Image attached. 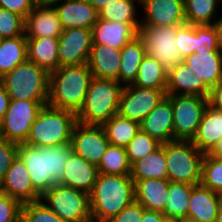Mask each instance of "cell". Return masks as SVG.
Listing matches in <instances>:
<instances>
[{"label": "cell", "instance_id": "7a4b0ae2", "mask_svg": "<svg viewBox=\"0 0 222 222\" xmlns=\"http://www.w3.org/2000/svg\"><path fill=\"white\" fill-rule=\"evenodd\" d=\"M93 78L87 64L59 67L49 73L48 105L78 113Z\"/></svg>", "mask_w": 222, "mask_h": 222}, {"label": "cell", "instance_id": "db71d44e", "mask_svg": "<svg viewBox=\"0 0 222 222\" xmlns=\"http://www.w3.org/2000/svg\"><path fill=\"white\" fill-rule=\"evenodd\" d=\"M208 154L215 158L222 159V136L219 138V141Z\"/></svg>", "mask_w": 222, "mask_h": 222}, {"label": "cell", "instance_id": "6f0895ef", "mask_svg": "<svg viewBox=\"0 0 222 222\" xmlns=\"http://www.w3.org/2000/svg\"><path fill=\"white\" fill-rule=\"evenodd\" d=\"M163 222H180V219L179 218L165 216Z\"/></svg>", "mask_w": 222, "mask_h": 222}, {"label": "cell", "instance_id": "5b68a950", "mask_svg": "<svg viewBox=\"0 0 222 222\" xmlns=\"http://www.w3.org/2000/svg\"><path fill=\"white\" fill-rule=\"evenodd\" d=\"M122 88L117 80L93 77L84 104L76 114L77 121L85 125H103L117 114Z\"/></svg>", "mask_w": 222, "mask_h": 222}, {"label": "cell", "instance_id": "1f68e13d", "mask_svg": "<svg viewBox=\"0 0 222 222\" xmlns=\"http://www.w3.org/2000/svg\"><path fill=\"white\" fill-rule=\"evenodd\" d=\"M167 75L168 70L160 62L151 56L145 55L132 85L141 88L166 89Z\"/></svg>", "mask_w": 222, "mask_h": 222}, {"label": "cell", "instance_id": "f1b7e54d", "mask_svg": "<svg viewBox=\"0 0 222 222\" xmlns=\"http://www.w3.org/2000/svg\"><path fill=\"white\" fill-rule=\"evenodd\" d=\"M121 52L119 83L123 86L132 84L137 77L139 65L146 55L142 39L137 35L127 42Z\"/></svg>", "mask_w": 222, "mask_h": 222}, {"label": "cell", "instance_id": "4316f807", "mask_svg": "<svg viewBox=\"0 0 222 222\" xmlns=\"http://www.w3.org/2000/svg\"><path fill=\"white\" fill-rule=\"evenodd\" d=\"M222 136V110L207 105L194 138L191 140L202 153H209Z\"/></svg>", "mask_w": 222, "mask_h": 222}, {"label": "cell", "instance_id": "74e56055", "mask_svg": "<svg viewBox=\"0 0 222 222\" xmlns=\"http://www.w3.org/2000/svg\"><path fill=\"white\" fill-rule=\"evenodd\" d=\"M201 184L219 195L222 193V159L204 155L202 160Z\"/></svg>", "mask_w": 222, "mask_h": 222}, {"label": "cell", "instance_id": "f907efd6", "mask_svg": "<svg viewBox=\"0 0 222 222\" xmlns=\"http://www.w3.org/2000/svg\"><path fill=\"white\" fill-rule=\"evenodd\" d=\"M164 217L162 212L144 210L141 222H163Z\"/></svg>", "mask_w": 222, "mask_h": 222}, {"label": "cell", "instance_id": "ffe728a7", "mask_svg": "<svg viewBox=\"0 0 222 222\" xmlns=\"http://www.w3.org/2000/svg\"><path fill=\"white\" fill-rule=\"evenodd\" d=\"M140 129L161 144L174 141L173 110L167 96L142 120Z\"/></svg>", "mask_w": 222, "mask_h": 222}, {"label": "cell", "instance_id": "680465c9", "mask_svg": "<svg viewBox=\"0 0 222 222\" xmlns=\"http://www.w3.org/2000/svg\"><path fill=\"white\" fill-rule=\"evenodd\" d=\"M180 222H200L199 220L197 219H194V218H190V217H184V218H181L180 219Z\"/></svg>", "mask_w": 222, "mask_h": 222}, {"label": "cell", "instance_id": "d4e9b609", "mask_svg": "<svg viewBox=\"0 0 222 222\" xmlns=\"http://www.w3.org/2000/svg\"><path fill=\"white\" fill-rule=\"evenodd\" d=\"M221 197L201 183L192 185L187 217L200 222H216Z\"/></svg>", "mask_w": 222, "mask_h": 222}, {"label": "cell", "instance_id": "c3c4849f", "mask_svg": "<svg viewBox=\"0 0 222 222\" xmlns=\"http://www.w3.org/2000/svg\"><path fill=\"white\" fill-rule=\"evenodd\" d=\"M208 104L213 108L222 110V80L210 89Z\"/></svg>", "mask_w": 222, "mask_h": 222}, {"label": "cell", "instance_id": "e575fe53", "mask_svg": "<svg viewBox=\"0 0 222 222\" xmlns=\"http://www.w3.org/2000/svg\"><path fill=\"white\" fill-rule=\"evenodd\" d=\"M220 3L221 0H184L186 24L214 25Z\"/></svg>", "mask_w": 222, "mask_h": 222}, {"label": "cell", "instance_id": "484cf974", "mask_svg": "<svg viewBox=\"0 0 222 222\" xmlns=\"http://www.w3.org/2000/svg\"><path fill=\"white\" fill-rule=\"evenodd\" d=\"M26 37L59 38L63 28L54 7L33 8L25 18Z\"/></svg>", "mask_w": 222, "mask_h": 222}, {"label": "cell", "instance_id": "4fadbf2b", "mask_svg": "<svg viewBox=\"0 0 222 222\" xmlns=\"http://www.w3.org/2000/svg\"><path fill=\"white\" fill-rule=\"evenodd\" d=\"M109 144L102 125L75 124L71 137L73 152L89 163L98 166Z\"/></svg>", "mask_w": 222, "mask_h": 222}, {"label": "cell", "instance_id": "8992f818", "mask_svg": "<svg viewBox=\"0 0 222 222\" xmlns=\"http://www.w3.org/2000/svg\"><path fill=\"white\" fill-rule=\"evenodd\" d=\"M10 99L48 101L49 73L28 59L1 78Z\"/></svg>", "mask_w": 222, "mask_h": 222}, {"label": "cell", "instance_id": "cb8c5ba5", "mask_svg": "<svg viewBox=\"0 0 222 222\" xmlns=\"http://www.w3.org/2000/svg\"><path fill=\"white\" fill-rule=\"evenodd\" d=\"M184 62L210 89L222 80V51H195Z\"/></svg>", "mask_w": 222, "mask_h": 222}, {"label": "cell", "instance_id": "603a6c76", "mask_svg": "<svg viewBox=\"0 0 222 222\" xmlns=\"http://www.w3.org/2000/svg\"><path fill=\"white\" fill-rule=\"evenodd\" d=\"M134 181L135 201L145 210L164 212L168 200V179L148 178Z\"/></svg>", "mask_w": 222, "mask_h": 222}, {"label": "cell", "instance_id": "3957f363", "mask_svg": "<svg viewBox=\"0 0 222 222\" xmlns=\"http://www.w3.org/2000/svg\"><path fill=\"white\" fill-rule=\"evenodd\" d=\"M134 201V181L130 175L99 173L90 193L92 219L108 221Z\"/></svg>", "mask_w": 222, "mask_h": 222}, {"label": "cell", "instance_id": "44dd1931", "mask_svg": "<svg viewBox=\"0 0 222 222\" xmlns=\"http://www.w3.org/2000/svg\"><path fill=\"white\" fill-rule=\"evenodd\" d=\"M121 49L109 45L92 44L88 67L93 77L113 79L119 82Z\"/></svg>", "mask_w": 222, "mask_h": 222}, {"label": "cell", "instance_id": "91938a15", "mask_svg": "<svg viewBox=\"0 0 222 222\" xmlns=\"http://www.w3.org/2000/svg\"><path fill=\"white\" fill-rule=\"evenodd\" d=\"M87 222H107V221H98V220H95V219H90Z\"/></svg>", "mask_w": 222, "mask_h": 222}, {"label": "cell", "instance_id": "11a10c76", "mask_svg": "<svg viewBox=\"0 0 222 222\" xmlns=\"http://www.w3.org/2000/svg\"><path fill=\"white\" fill-rule=\"evenodd\" d=\"M214 27L218 34L219 49L222 51V17L219 16V19H216L214 22Z\"/></svg>", "mask_w": 222, "mask_h": 222}, {"label": "cell", "instance_id": "f35d334b", "mask_svg": "<svg viewBox=\"0 0 222 222\" xmlns=\"http://www.w3.org/2000/svg\"><path fill=\"white\" fill-rule=\"evenodd\" d=\"M160 146L161 143L157 139L140 129L135 137L125 146V149L129 162L132 165L137 160L154 152Z\"/></svg>", "mask_w": 222, "mask_h": 222}, {"label": "cell", "instance_id": "7bdbcfd3", "mask_svg": "<svg viewBox=\"0 0 222 222\" xmlns=\"http://www.w3.org/2000/svg\"><path fill=\"white\" fill-rule=\"evenodd\" d=\"M177 47L183 58L191 55L196 49L195 25L184 24L177 28Z\"/></svg>", "mask_w": 222, "mask_h": 222}, {"label": "cell", "instance_id": "b9f144b4", "mask_svg": "<svg viewBox=\"0 0 222 222\" xmlns=\"http://www.w3.org/2000/svg\"><path fill=\"white\" fill-rule=\"evenodd\" d=\"M195 51H221L218 44V34L214 25H195Z\"/></svg>", "mask_w": 222, "mask_h": 222}, {"label": "cell", "instance_id": "ab89813d", "mask_svg": "<svg viewBox=\"0 0 222 222\" xmlns=\"http://www.w3.org/2000/svg\"><path fill=\"white\" fill-rule=\"evenodd\" d=\"M21 222H65L41 200L24 203L21 210Z\"/></svg>", "mask_w": 222, "mask_h": 222}, {"label": "cell", "instance_id": "8fae6325", "mask_svg": "<svg viewBox=\"0 0 222 222\" xmlns=\"http://www.w3.org/2000/svg\"><path fill=\"white\" fill-rule=\"evenodd\" d=\"M47 103L10 99L8 109L0 120V136L17 144L24 143L39 112Z\"/></svg>", "mask_w": 222, "mask_h": 222}, {"label": "cell", "instance_id": "f6af8a7d", "mask_svg": "<svg viewBox=\"0 0 222 222\" xmlns=\"http://www.w3.org/2000/svg\"><path fill=\"white\" fill-rule=\"evenodd\" d=\"M18 145L0 136V183L18 155Z\"/></svg>", "mask_w": 222, "mask_h": 222}, {"label": "cell", "instance_id": "8d00e7d4", "mask_svg": "<svg viewBox=\"0 0 222 222\" xmlns=\"http://www.w3.org/2000/svg\"><path fill=\"white\" fill-rule=\"evenodd\" d=\"M98 171L100 174L107 175H130L131 164L123 146L109 144L106 152L99 163Z\"/></svg>", "mask_w": 222, "mask_h": 222}, {"label": "cell", "instance_id": "836d02e7", "mask_svg": "<svg viewBox=\"0 0 222 222\" xmlns=\"http://www.w3.org/2000/svg\"><path fill=\"white\" fill-rule=\"evenodd\" d=\"M111 145L125 147L140 130V123L122 117L118 113L103 125Z\"/></svg>", "mask_w": 222, "mask_h": 222}, {"label": "cell", "instance_id": "7402d4cb", "mask_svg": "<svg viewBox=\"0 0 222 222\" xmlns=\"http://www.w3.org/2000/svg\"><path fill=\"white\" fill-rule=\"evenodd\" d=\"M91 30L92 44L109 45L115 49H122L138 35V31L129 23L105 21L100 18Z\"/></svg>", "mask_w": 222, "mask_h": 222}, {"label": "cell", "instance_id": "ba28073f", "mask_svg": "<svg viewBox=\"0 0 222 222\" xmlns=\"http://www.w3.org/2000/svg\"><path fill=\"white\" fill-rule=\"evenodd\" d=\"M40 200L65 222H87L92 219L90 194L62 184H54Z\"/></svg>", "mask_w": 222, "mask_h": 222}, {"label": "cell", "instance_id": "7dc6e473", "mask_svg": "<svg viewBox=\"0 0 222 222\" xmlns=\"http://www.w3.org/2000/svg\"><path fill=\"white\" fill-rule=\"evenodd\" d=\"M0 8L14 12L25 19L34 7L31 0H0Z\"/></svg>", "mask_w": 222, "mask_h": 222}, {"label": "cell", "instance_id": "277c9868", "mask_svg": "<svg viewBox=\"0 0 222 222\" xmlns=\"http://www.w3.org/2000/svg\"><path fill=\"white\" fill-rule=\"evenodd\" d=\"M77 122L76 113L46 104L31 126L24 143L35 147L71 143L72 132Z\"/></svg>", "mask_w": 222, "mask_h": 222}, {"label": "cell", "instance_id": "ee69618b", "mask_svg": "<svg viewBox=\"0 0 222 222\" xmlns=\"http://www.w3.org/2000/svg\"><path fill=\"white\" fill-rule=\"evenodd\" d=\"M22 203L0 192V222H21Z\"/></svg>", "mask_w": 222, "mask_h": 222}, {"label": "cell", "instance_id": "83f0119b", "mask_svg": "<svg viewBox=\"0 0 222 222\" xmlns=\"http://www.w3.org/2000/svg\"><path fill=\"white\" fill-rule=\"evenodd\" d=\"M59 38L27 37V59L51 73L59 68Z\"/></svg>", "mask_w": 222, "mask_h": 222}, {"label": "cell", "instance_id": "9c48e42d", "mask_svg": "<svg viewBox=\"0 0 222 222\" xmlns=\"http://www.w3.org/2000/svg\"><path fill=\"white\" fill-rule=\"evenodd\" d=\"M173 26H145L140 25L138 36L142 39L146 55L153 57L166 70L184 62L177 47V28Z\"/></svg>", "mask_w": 222, "mask_h": 222}, {"label": "cell", "instance_id": "9f6ffc18", "mask_svg": "<svg viewBox=\"0 0 222 222\" xmlns=\"http://www.w3.org/2000/svg\"><path fill=\"white\" fill-rule=\"evenodd\" d=\"M216 222H222V201L219 203V206H218Z\"/></svg>", "mask_w": 222, "mask_h": 222}, {"label": "cell", "instance_id": "f5cc1de1", "mask_svg": "<svg viewBox=\"0 0 222 222\" xmlns=\"http://www.w3.org/2000/svg\"><path fill=\"white\" fill-rule=\"evenodd\" d=\"M98 12L108 4L116 2V0H87Z\"/></svg>", "mask_w": 222, "mask_h": 222}, {"label": "cell", "instance_id": "e0dca14e", "mask_svg": "<svg viewBox=\"0 0 222 222\" xmlns=\"http://www.w3.org/2000/svg\"><path fill=\"white\" fill-rule=\"evenodd\" d=\"M63 29H92L99 12L87 0H60L54 7Z\"/></svg>", "mask_w": 222, "mask_h": 222}, {"label": "cell", "instance_id": "60d3db41", "mask_svg": "<svg viewBox=\"0 0 222 222\" xmlns=\"http://www.w3.org/2000/svg\"><path fill=\"white\" fill-rule=\"evenodd\" d=\"M25 19L9 10L0 8V39L25 36Z\"/></svg>", "mask_w": 222, "mask_h": 222}, {"label": "cell", "instance_id": "7c38bea8", "mask_svg": "<svg viewBox=\"0 0 222 222\" xmlns=\"http://www.w3.org/2000/svg\"><path fill=\"white\" fill-rule=\"evenodd\" d=\"M165 96L166 89L125 85L120 94L117 113L122 117L141 123Z\"/></svg>", "mask_w": 222, "mask_h": 222}, {"label": "cell", "instance_id": "4dcf8cb0", "mask_svg": "<svg viewBox=\"0 0 222 222\" xmlns=\"http://www.w3.org/2000/svg\"><path fill=\"white\" fill-rule=\"evenodd\" d=\"M27 60V37L0 39V78Z\"/></svg>", "mask_w": 222, "mask_h": 222}, {"label": "cell", "instance_id": "5bb4252c", "mask_svg": "<svg viewBox=\"0 0 222 222\" xmlns=\"http://www.w3.org/2000/svg\"><path fill=\"white\" fill-rule=\"evenodd\" d=\"M92 48V30L63 29L59 36V67L87 64Z\"/></svg>", "mask_w": 222, "mask_h": 222}, {"label": "cell", "instance_id": "d590c367", "mask_svg": "<svg viewBox=\"0 0 222 222\" xmlns=\"http://www.w3.org/2000/svg\"><path fill=\"white\" fill-rule=\"evenodd\" d=\"M192 185L169 181L168 200L163 214L167 217L184 218L187 216Z\"/></svg>", "mask_w": 222, "mask_h": 222}, {"label": "cell", "instance_id": "30bf717a", "mask_svg": "<svg viewBox=\"0 0 222 222\" xmlns=\"http://www.w3.org/2000/svg\"><path fill=\"white\" fill-rule=\"evenodd\" d=\"M166 96L171 100L173 110L174 141H191L197 133L208 98L193 95Z\"/></svg>", "mask_w": 222, "mask_h": 222}, {"label": "cell", "instance_id": "9a60e30c", "mask_svg": "<svg viewBox=\"0 0 222 222\" xmlns=\"http://www.w3.org/2000/svg\"><path fill=\"white\" fill-rule=\"evenodd\" d=\"M142 7L141 25L173 26L184 25V0H140Z\"/></svg>", "mask_w": 222, "mask_h": 222}, {"label": "cell", "instance_id": "52a82bcc", "mask_svg": "<svg viewBox=\"0 0 222 222\" xmlns=\"http://www.w3.org/2000/svg\"><path fill=\"white\" fill-rule=\"evenodd\" d=\"M170 182L197 185L201 183L202 153L192 141L175 140L163 143Z\"/></svg>", "mask_w": 222, "mask_h": 222}, {"label": "cell", "instance_id": "d6a6232c", "mask_svg": "<svg viewBox=\"0 0 222 222\" xmlns=\"http://www.w3.org/2000/svg\"><path fill=\"white\" fill-rule=\"evenodd\" d=\"M139 5L140 0H116L99 11V18L105 21L129 23L138 31L141 25V18L138 17Z\"/></svg>", "mask_w": 222, "mask_h": 222}, {"label": "cell", "instance_id": "ac0fdd59", "mask_svg": "<svg viewBox=\"0 0 222 222\" xmlns=\"http://www.w3.org/2000/svg\"><path fill=\"white\" fill-rule=\"evenodd\" d=\"M210 88L185 62L168 70L166 95L209 96Z\"/></svg>", "mask_w": 222, "mask_h": 222}, {"label": "cell", "instance_id": "6da1fadb", "mask_svg": "<svg viewBox=\"0 0 222 222\" xmlns=\"http://www.w3.org/2000/svg\"><path fill=\"white\" fill-rule=\"evenodd\" d=\"M72 152L71 143L45 147L18 145V156L27 167L33 188L40 195L59 183Z\"/></svg>", "mask_w": 222, "mask_h": 222}, {"label": "cell", "instance_id": "d6986e66", "mask_svg": "<svg viewBox=\"0 0 222 222\" xmlns=\"http://www.w3.org/2000/svg\"><path fill=\"white\" fill-rule=\"evenodd\" d=\"M99 175L98 167L72 152L59 184L90 194Z\"/></svg>", "mask_w": 222, "mask_h": 222}, {"label": "cell", "instance_id": "2e32d148", "mask_svg": "<svg viewBox=\"0 0 222 222\" xmlns=\"http://www.w3.org/2000/svg\"><path fill=\"white\" fill-rule=\"evenodd\" d=\"M0 192L22 204L40 200L41 195L33 188L27 167L17 155L0 183Z\"/></svg>", "mask_w": 222, "mask_h": 222}, {"label": "cell", "instance_id": "f546056e", "mask_svg": "<svg viewBox=\"0 0 222 222\" xmlns=\"http://www.w3.org/2000/svg\"><path fill=\"white\" fill-rule=\"evenodd\" d=\"M130 176L133 180L167 179V164L163 143L154 152L134 162L131 165Z\"/></svg>", "mask_w": 222, "mask_h": 222}, {"label": "cell", "instance_id": "816d5d0a", "mask_svg": "<svg viewBox=\"0 0 222 222\" xmlns=\"http://www.w3.org/2000/svg\"><path fill=\"white\" fill-rule=\"evenodd\" d=\"M60 0H31L34 8L55 7Z\"/></svg>", "mask_w": 222, "mask_h": 222}, {"label": "cell", "instance_id": "681fc988", "mask_svg": "<svg viewBox=\"0 0 222 222\" xmlns=\"http://www.w3.org/2000/svg\"><path fill=\"white\" fill-rule=\"evenodd\" d=\"M10 102V97L7 94L3 82L0 78V120L4 117Z\"/></svg>", "mask_w": 222, "mask_h": 222}, {"label": "cell", "instance_id": "bcb514c9", "mask_svg": "<svg viewBox=\"0 0 222 222\" xmlns=\"http://www.w3.org/2000/svg\"><path fill=\"white\" fill-rule=\"evenodd\" d=\"M145 208L134 201L107 222H141Z\"/></svg>", "mask_w": 222, "mask_h": 222}]
</instances>
